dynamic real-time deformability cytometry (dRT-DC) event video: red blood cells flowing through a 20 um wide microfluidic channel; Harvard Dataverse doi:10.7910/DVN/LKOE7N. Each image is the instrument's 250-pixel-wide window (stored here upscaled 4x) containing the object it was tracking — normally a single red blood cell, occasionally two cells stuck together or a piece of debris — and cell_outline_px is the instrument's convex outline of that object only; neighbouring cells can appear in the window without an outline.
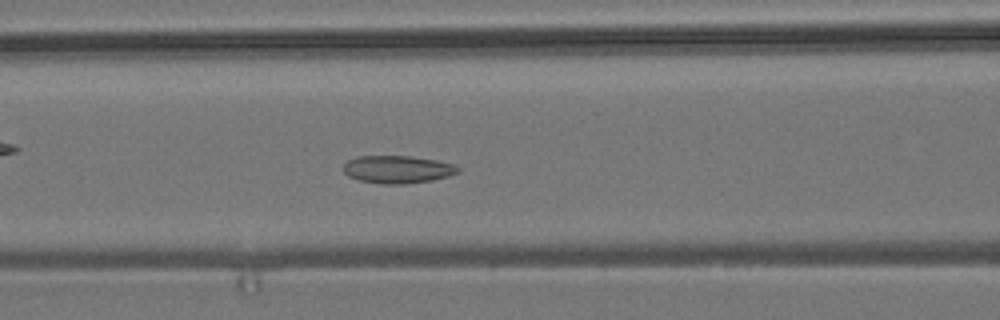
{"species": "common noctule bat (a hibernating species)", "species_latin": "Nyctalus noctula", "temperature_condition": "room temperature", "stored_images_in_passage": 44, "camera_frame_rate_fps": 3000, "um_per_image_px": 0.085, "animal": {"sex": "male", "body_mass_g": 19.2, "forearm_length_mm": 51.8}, "frame": {"image": 1, "passage_image": 12, "time_ms": 3.667, "image_size_px": [1000, 320], "cell_outline_px": [[460, 172], [448, 176], [432, 180], [404, 184], [380, 184], [360, 180], [348, 176], [344, 172], [344, 164], [348, 160], [356, 156], [412, 156], [436, 160], [456, 164], [460, 168]], "centroid_in_image_um": [33.82, 14.39], "position_along_channel_um": 132.8, "area_um2": 18.61}}
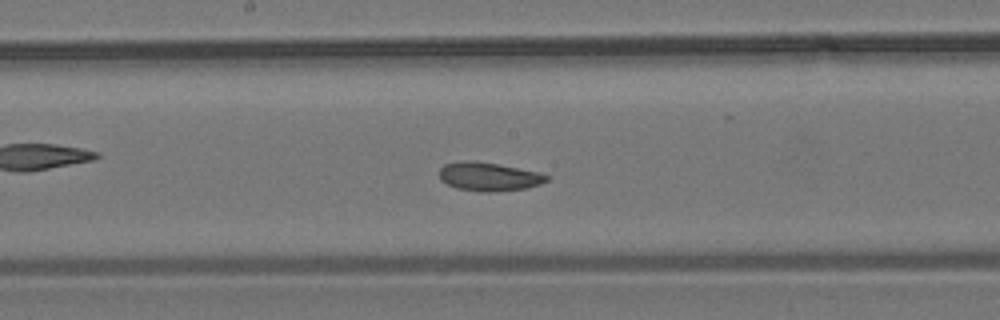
{"frame": {"image": 2, "passage_image": 18, "time_ms": 5.667, "image_size_px": [1000, 320], "cell_outline_px": [[548, 180], [540, 184], [528, 188], [488, 192], [480, 192], [456, 188], [440, 180], [440, 168], [444, 164], [468, 160], [496, 164], [540, 172], [548, 176]], "centroid_in_image_um": [41.55, 15.02], "position_along_channel_um": 206.7, "area_um2": 17.74}}
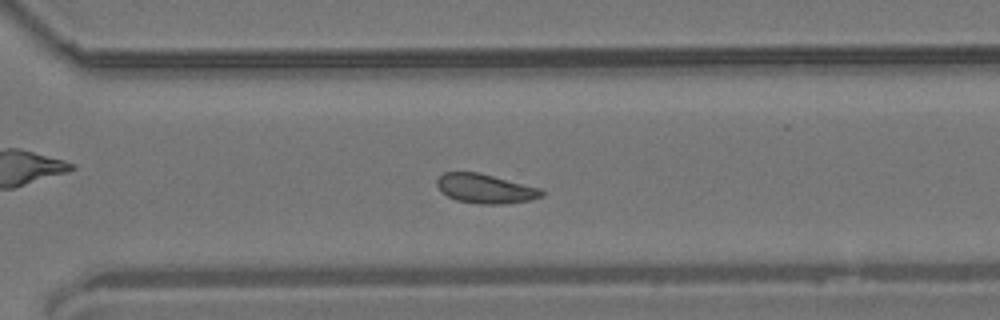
{"frame": {"image": 3, "passage_image": 28, "time_ms": 9.0, "image_size_px": [1000, 320], "cell_outline_px": [[544, 196], [532, 200], [504, 204], [480, 204], [456, 200], [440, 192], [436, 184], [436, 180], [444, 172], [476, 172], [540, 188], [544, 192]], "centroid_in_image_um": [41.24, 16.05], "position_along_channel_um": 329.4, "area_um2": 17.86}, "authors_computed_cell_mechanics": {"area_um2": 18.1203, "velocity_mm_per_s": 3.6955, "shape_relaxation_time_tau1_ms": 3.013, "shape_relaxation_time_tau2_ms": 5.8015, "deformation_change_tau1": 0.0793, "deformation_change_tau2": 0.1202}}